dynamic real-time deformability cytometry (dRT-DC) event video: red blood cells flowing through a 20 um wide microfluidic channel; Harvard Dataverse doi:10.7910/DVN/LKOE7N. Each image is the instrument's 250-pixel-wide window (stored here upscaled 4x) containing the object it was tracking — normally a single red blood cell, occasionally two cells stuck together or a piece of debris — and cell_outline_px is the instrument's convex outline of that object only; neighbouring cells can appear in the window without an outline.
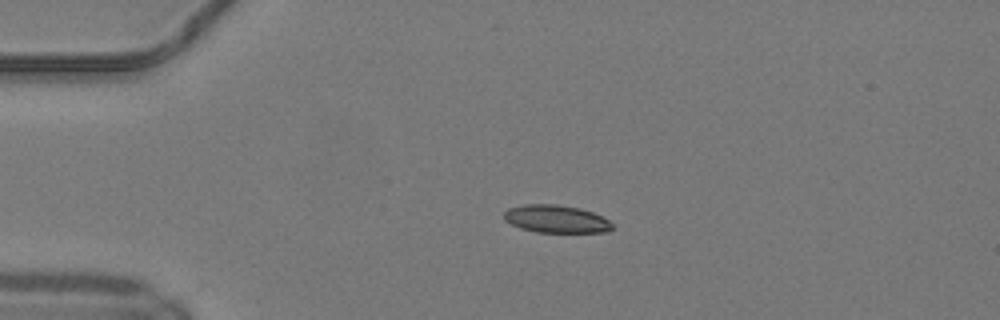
{"species": "common noctule bat (a hibernating species)", "species_latin": "Nyctalus noctula", "temperature_condition": "warm", "stored_images_in_passage": 49, "camera_frame_rate_fps": 3000, "um_per_image_px": 0.085, "animal": {"sex": "male", "body_mass_g": 19.2, "forearm_length_mm": 51.8}, "frame": {"image": 1, "passage_image": 11, "time_ms": 3.333, "image_size_px": [1000, 320], "cell_outline_px": [[612, 228], [608, 232], [536, 232], [520, 228], [504, 220], [504, 212], [508, 208], [524, 204], [556, 204], [580, 208], [592, 212], [608, 220], [612, 224]], "centroid_in_image_um": [47.24, 18.61], "position_along_channel_um": 37.8, "area_um2": 17.46}}
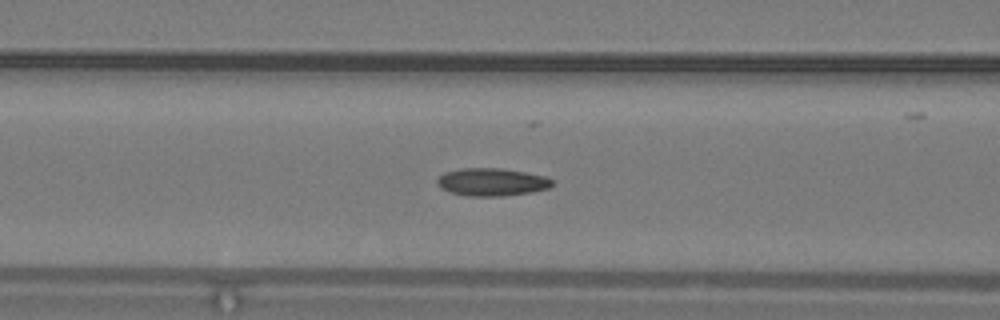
{"frame": {"image": 2, "passage_image": 20, "time_ms": 6.333, "image_size_px": [1000, 320], "cell_outline_px": [[552, 184], [548, 188], [532, 192], [500, 196], [468, 196], [448, 192], [440, 188], [436, 184], [436, 180], [444, 172], [460, 168], [500, 168], [524, 172], [544, 176], [552, 180]], "centroid_in_image_um": [41.74, 15.47], "position_along_channel_um": 124.9, "area_um2": 18.61}}
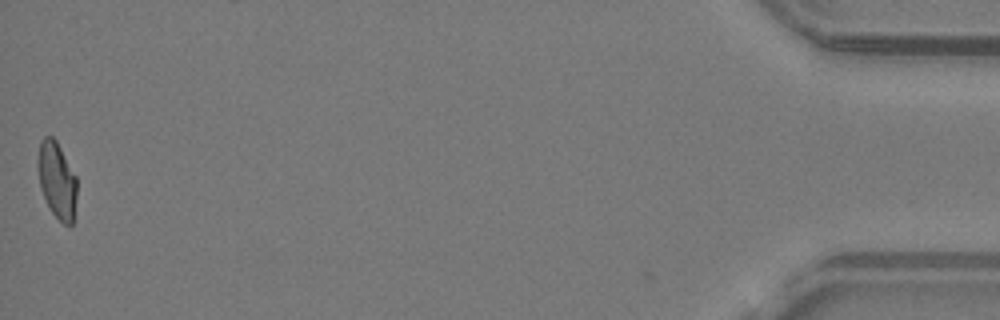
{"frame": {"image": 3, "passage_image": 49, "time_ms": 16.0, "image_size_px": [1000, 320], "cell_outline_px": [[76, 196], [72, 224], [64, 224], [52, 212], [40, 188], [36, 164], [40, 140], [44, 136], [52, 136], [56, 140], [76, 176]], "centroid_in_image_um": [4.81, 15.26], "position_along_channel_um": 430.4, "area_um2": 17.28}, "authors_computed_cell_mechanics": {"area_um2": 17.8602, "velocity_mm_per_s": 4.1729, "shape_relaxation_time_tau1_ms": 8.234, "shape_relaxation_time_tau2_ms": 2.4533, "deformation_change_tau1": 0.2136, "deformation_change_tau2": 0.0666}}